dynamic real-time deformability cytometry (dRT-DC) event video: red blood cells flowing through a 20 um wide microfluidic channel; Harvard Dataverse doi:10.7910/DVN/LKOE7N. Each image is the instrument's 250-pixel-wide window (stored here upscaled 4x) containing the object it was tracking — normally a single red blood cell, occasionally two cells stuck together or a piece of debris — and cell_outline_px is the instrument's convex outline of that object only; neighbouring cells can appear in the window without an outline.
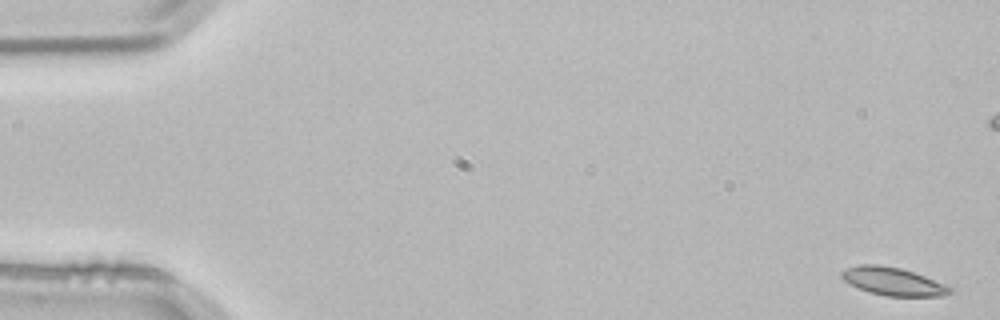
{"species": "common noctule bat (a hibernating species)", "species_latin": "Nyctalus noctula", "temperature_condition": "room temperature", "stored_images_in_passage": 3, "segment_of_instrument_passage": [2, 2], "camera_frame_rate_fps": 3000, "um_per_image_px": 0.085, "animal": {"sex": "male", "body_mass_g": 21.5, "forearm_length_mm": 52.0}, "frame": {"image": 1, "passage_image": 3, "time_ms": 0.667, "image_size_px": [1000, 320], "cell_outline_px": [[952, 292], [944, 296], [884, 296], [868, 292], [848, 284], [840, 276], [840, 272], [848, 268], [860, 264], [876, 264], [900, 268], [924, 276], [952, 288]], "centroid_in_image_um": [75.86, 23.93], "position_along_channel_um": 9.1, "area_um2": 17.57}}